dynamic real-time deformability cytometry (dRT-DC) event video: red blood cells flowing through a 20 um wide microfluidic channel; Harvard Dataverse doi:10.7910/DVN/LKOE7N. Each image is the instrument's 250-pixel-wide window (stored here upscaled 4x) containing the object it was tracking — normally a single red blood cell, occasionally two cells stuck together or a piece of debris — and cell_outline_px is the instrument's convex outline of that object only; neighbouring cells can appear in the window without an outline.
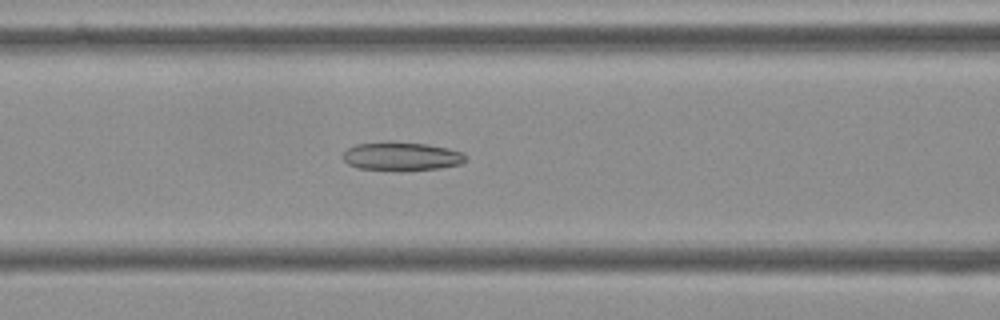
{"species": "Egyptian fruit bat (a non-hibernating species)", "species_latin": "Rousettus aegyptiacus", "temperature_condition": "cold", "stored_images_in_passage": 55, "camera_frame_rate_fps": 3000, "um_per_image_px": 0.085, "frame": {"image": 1, "passage_image": 22, "time_ms": 7.0, "image_size_px": [1000, 320], "cell_outline_px": [[464, 160], [460, 164], [440, 168], [360, 168], [348, 164], [340, 156], [348, 148], [356, 144], [388, 140], [428, 144], [448, 148], [464, 152]], "centroid_in_image_um": [34.09, 13.22], "position_along_channel_um": 132.5, "area_um2": 19.88}}
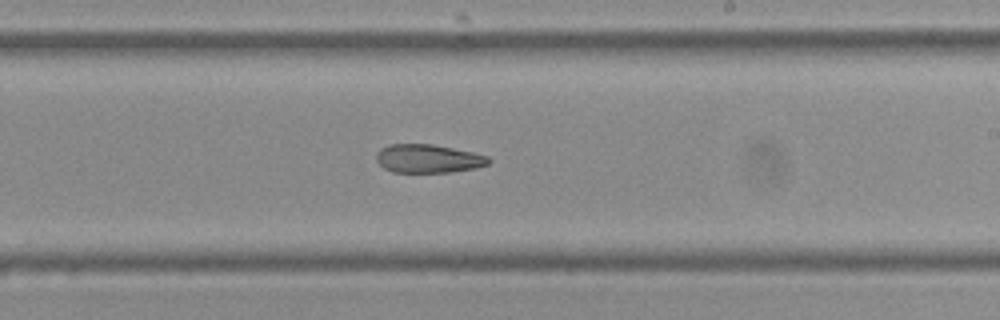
{"frame": {"image": 2, "passage_image": 32, "time_ms": 10.333, "image_size_px": [1000, 320], "cell_outline_px": [[492, 160], [488, 164], [472, 168], [448, 172], [392, 172], [384, 168], [376, 160], [376, 152], [380, 148], [388, 144], [432, 144], [472, 152], [488, 156]], "centroid_in_image_um": [36.35, 13.47], "position_along_channel_um": 252.6, "area_um2": 18.55}}
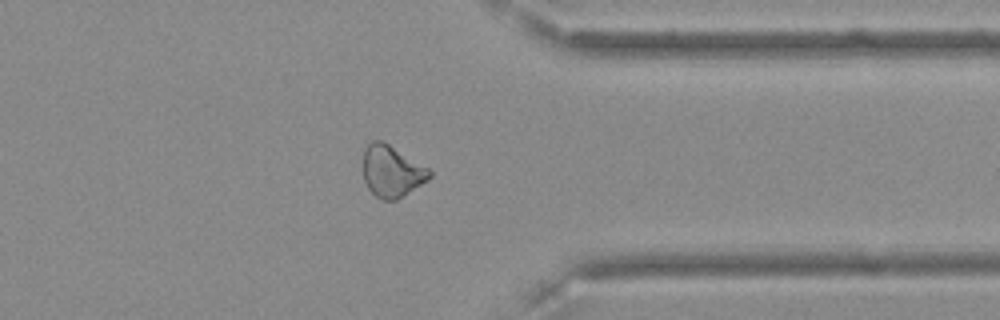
{"frame": {"image": 3, "passage_image": 43, "time_ms": 14.0, "image_size_px": [1000, 320], "cell_outline_px": [[432, 176], [428, 180], [396, 200], [380, 200], [368, 188], [364, 180], [364, 148], [372, 140], [384, 140], [428, 168], [432, 172]], "centroid_in_image_um": [33.3, 14.54], "position_along_channel_um": 378.1, "area_um2": 20.0}, "authors_computed_cell_mechanics": {"area_um2": 21.8484, "velocity_mm_per_s": 3.607, "shape_relaxation_time_tau1_ms": null, "shape_relaxation_time_tau2_ms": 10.1515, "deformation_change_tau1": null, "deformation_change_tau2": 0.1918}}